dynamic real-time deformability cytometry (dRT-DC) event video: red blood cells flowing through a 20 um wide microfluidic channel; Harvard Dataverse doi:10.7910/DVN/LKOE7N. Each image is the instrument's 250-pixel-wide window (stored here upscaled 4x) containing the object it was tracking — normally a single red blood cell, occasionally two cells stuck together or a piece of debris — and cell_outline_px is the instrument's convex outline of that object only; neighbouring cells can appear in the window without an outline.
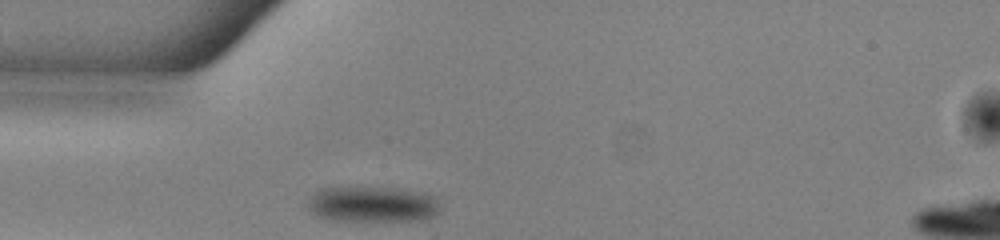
{"species": "common noctule bat (a hibernating species)", "species_latin": "Nyctalus noctula", "temperature_condition": "warm", "stored_images_in_passage": 29, "camera_frame_rate_fps": 3000, "um_per_image_px": 0.085, "animal": {"sex": "male", "body_mass_g": 13.0, "forearm_length_mm": 53.1}, "frame": {"image": 1, "passage_image": 1, "time_ms": 0.0, "image_size_px": [1000, 240], "cell_outline_px": [[440, 212], [436, 216], [424, 220], [332, 220], [320, 216], [308, 208], [308, 204], [312, 196], [320, 188], [340, 184], [364, 184], [424, 192], [436, 196], [440, 204]], "centroid_in_image_um": [31.7, 17.29], "position_along_channel_um": 53.3, "area_um2": 28.84}}
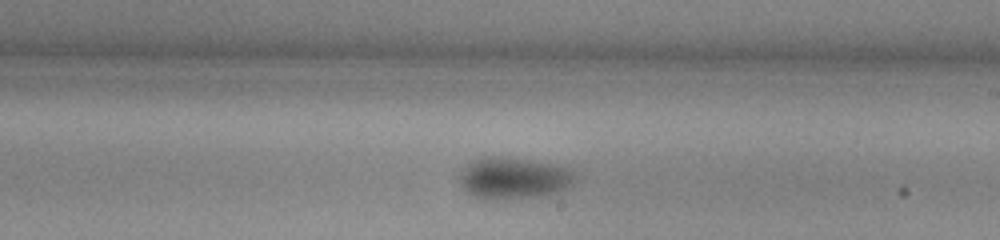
{"frame": {"image": 2, "passage_image": 16, "time_ms": 5.0, "image_size_px": [1000, 240], "cell_outline_px": [[576, 176], [572, 184], [556, 192], [540, 196], [484, 200], [468, 192], [464, 188], [460, 180], [460, 176], [464, 168], [468, 164], [484, 156], [508, 156], [560, 164], [568, 168]], "centroid_in_image_um": [43.69, 15.11], "position_along_channel_um": 245.3, "area_um2": 27.98}}
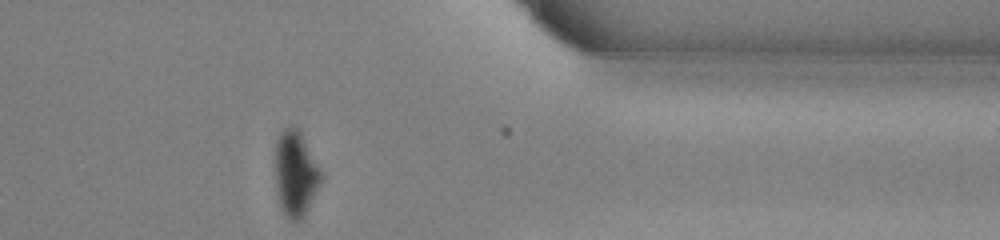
{"frame": {"image": 3, "passage_image": 28, "time_ms": 9.0, "image_size_px": [1000, 240], "cell_outline_px": [[324, 176], [320, 184], [300, 220], [288, 220], [280, 204], [276, 192], [276, 140], [280, 132], [284, 128], [296, 128], [300, 132]], "centroid_in_image_um": [25.11, 14.75], "position_along_channel_um": 386.3, "area_um2": 22.2}, "authors_computed_cell_mechanics": {"area_um2": 27.9752, "velocity_mm_per_s": 3.9789, "shape_relaxation_time_tau1_ms": 6.9101, "shape_relaxation_time_tau2_ms": null, "deformation_change_tau1": 0.1425, "deformation_change_tau2": null}}